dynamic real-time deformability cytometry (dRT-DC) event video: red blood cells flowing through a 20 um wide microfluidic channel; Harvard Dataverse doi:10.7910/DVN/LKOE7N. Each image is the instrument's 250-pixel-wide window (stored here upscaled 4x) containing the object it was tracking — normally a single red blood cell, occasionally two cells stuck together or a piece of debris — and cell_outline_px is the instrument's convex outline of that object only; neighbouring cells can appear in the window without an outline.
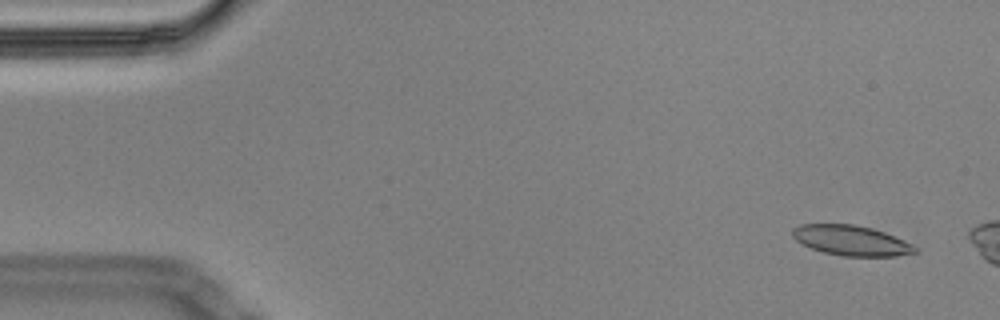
{"species": "Egyptian fruit bat (a non-hibernating species)", "species_latin": "Rousettus aegyptiacus", "temperature_condition": "cold", "stored_images_in_passage": 9, "camera_frame_rate_fps": 3000, "um_per_image_px": 0.085, "animal": {"sex": "male"}, "frame": {"image": 1, "passage_image": 3, "time_ms": 0.667, "image_size_px": [1000, 320], "cell_outline_px": [[916, 252], [896, 256], [840, 256], [824, 252], [812, 248], [796, 240], [792, 236], [792, 228], [800, 224], [852, 224], [872, 228], [884, 232], [904, 240], [912, 244], [916, 248]], "centroid_in_image_um": [72.33, 20.43], "position_along_channel_um": 12.7, "area_um2": 21.39}}